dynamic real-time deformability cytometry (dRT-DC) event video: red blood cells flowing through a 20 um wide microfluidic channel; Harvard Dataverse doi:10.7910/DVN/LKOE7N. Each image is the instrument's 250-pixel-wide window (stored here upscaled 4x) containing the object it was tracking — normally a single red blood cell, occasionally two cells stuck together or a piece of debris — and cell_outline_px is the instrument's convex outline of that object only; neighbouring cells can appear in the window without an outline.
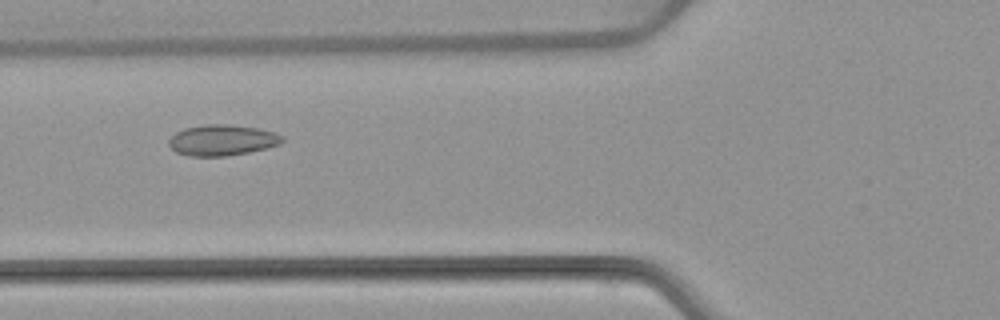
{"species": "common noctule bat (a hibernating species)", "species_latin": "Nyctalus noctula", "temperature_condition": "warm", "stored_images_in_passage": 45, "camera_frame_rate_fps": 3000, "um_per_image_px": 0.085, "animal": {"sex": "female", "body_mass_g": 22.7, "forearm_length_mm": 54.2}, "frame": {"image": 1, "passage_image": 12, "time_ms": 3.667, "image_size_px": [1000, 320], "cell_outline_px": [[284, 140], [280, 144], [248, 152], [224, 156], [192, 156], [176, 152], [168, 144], [168, 140], [176, 132], [184, 128], [208, 124], [224, 124], [256, 128], [276, 132], [284, 136]], "centroid_in_image_um": [18.88, 11.91], "position_along_channel_um": 106.9, "area_um2": 20.23}}
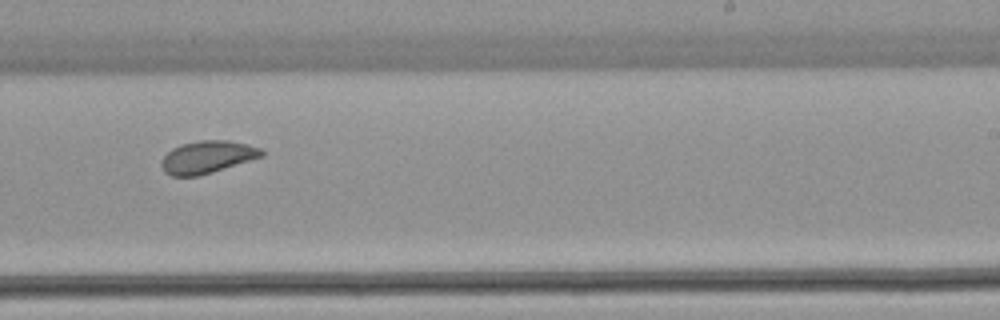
{"frame": {"image": 2, "passage_image": 25, "time_ms": 8.0, "image_size_px": [1000, 320], "cell_outline_px": [[264, 156], [200, 176], [172, 176], [164, 172], [160, 164], [160, 160], [172, 148], [180, 144], [200, 140], [228, 140], [248, 144], [260, 148], [264, 152]], "centroid_in_image_um": [17.61, 13.35], "position_along_channel_um": 271.4, "area_um2": 19.13}}
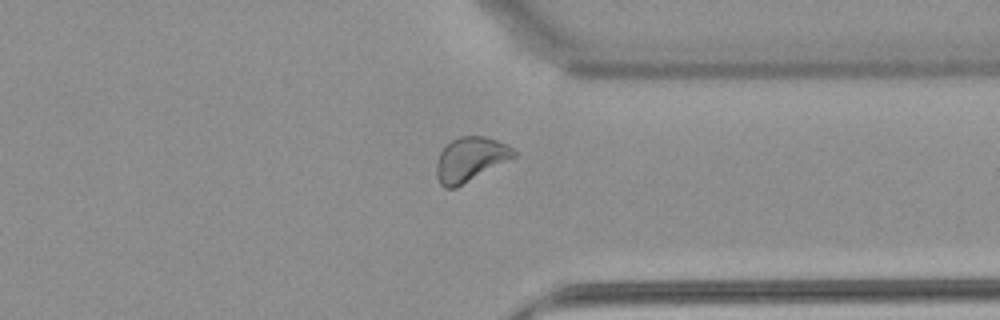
{"frame": {"image": 3, "passage_image": 33, "time_ms": 10.667, "image_size_px": [1000, 320], "cell_outline_px": [[516, 156], [456, 188], [444, 188], [440, 184], [436, 176], [436, 164], [440, 152], [452, 140], [460, 136], [484, 136], [508, 144], [516, 152]], "centroid_in_image_um": [39.96, 13.54], "position_along_channel_um": 371.4, "area_um2": 19.83}, "authors_computed_cell_mechanics": {"area_um2": 19.652, "velocity_mm_per_s": 3.8044, "shape_relaxation_time_tau1_ms": null, "shape_relaxation_time_tau2_ms": 2.061, "deformation_change_tau1": null, "deformation_change_tau2": 0.0566}}